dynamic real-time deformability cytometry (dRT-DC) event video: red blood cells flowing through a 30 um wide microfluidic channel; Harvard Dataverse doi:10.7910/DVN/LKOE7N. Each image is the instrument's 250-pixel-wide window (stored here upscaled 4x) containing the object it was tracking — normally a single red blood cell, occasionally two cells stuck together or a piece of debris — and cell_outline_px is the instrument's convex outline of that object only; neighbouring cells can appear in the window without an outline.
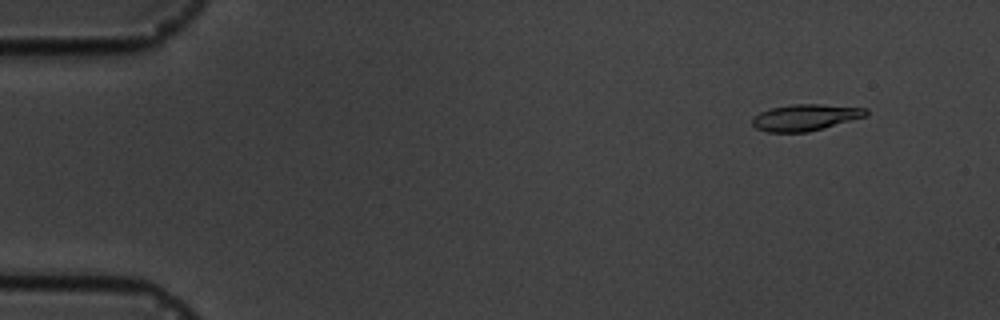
{"species": "common noctule bat (a hibernating species)", "species_latin": "Nyctalus noctula", "temperature_condition": "cold", "stored_images_in_passage": 5, "camera_frame_rate_fps": 3000, "um_per_image_px": 0.085, "animal": {"sex": "male", "body_mass_g": 19.5, "forearm_length_mm": 54.6}, "frame": {"image": 1, "passage_image": 2, "time_ms": 1.333, "image_size_px": [1000, 320], "cell_outline_px": [[868, 116], [824, 128], [808, 132], [768, 132], [756, 128], [752, 124], [752, 116], [760, 112], [772, 108], [792, 104], [820, 104], [868, 108]], "centroid_in_image_um": [68.48, 9.98], "position_along_channel_um": 16.5, "area_um2": 17.63}}
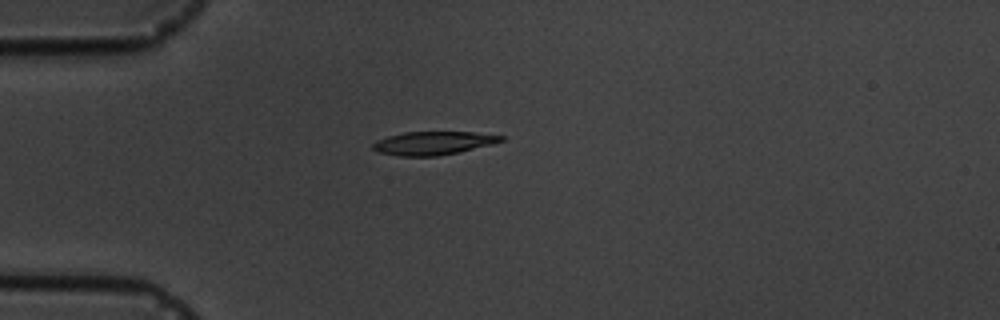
{"frame": {"image": 2, "passage_image": 5, "time_ms": 4.667, "image_size_px": [1000, 320], "cell_outline_px": [[504, 140], [492, 144], [460, 152], [436, 156], [400, 156], [376, 152], [372, 148], [372, 144], [376, 140], [388, 136], [404, 132], [472, 132], [504, 136]], "centroid_in_image_um": [36.79, 12.17], "position_along_channel_um": 48.2, "area_um2": 17.46}}